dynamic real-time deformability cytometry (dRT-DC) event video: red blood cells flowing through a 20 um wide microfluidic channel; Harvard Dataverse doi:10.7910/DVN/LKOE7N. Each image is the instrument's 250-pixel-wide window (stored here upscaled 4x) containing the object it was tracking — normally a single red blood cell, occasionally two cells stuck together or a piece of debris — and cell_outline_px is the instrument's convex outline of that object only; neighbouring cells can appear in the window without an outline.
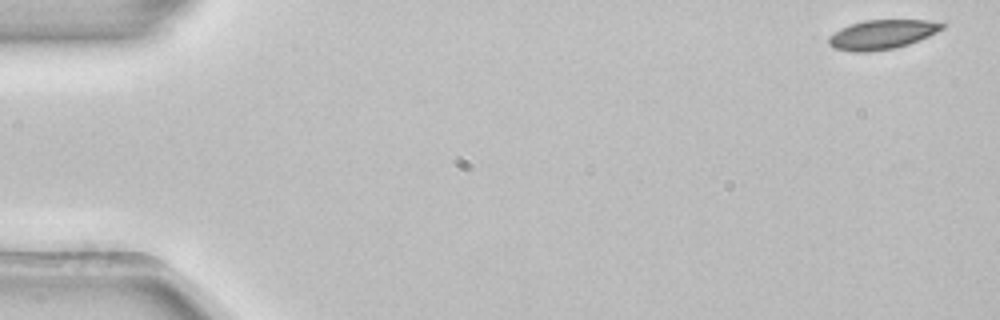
{"species": "common noctule bat (a hibernating species)", "species_latin": "Nyctalus noctula", "temperature_condition": "room temperature", "stored_images_in_passage": 52, "camera_frame_rate_fps": 3000, "um_per_image_px": 0.085, "animal": {"sex": "female", "body_mass_g": 22.7, "forearm_length_mm": 54.2}, "frame": {"image": 1, "passage_image": 1, "time_ms": 0.0, "image_size_px": [1000, 320], "cell_outline_px": [[944, 28], [928, 36], [908, 44], [896, 48], [868, 52], [852, 52], [836, 48], [828, 44], [828, 36], [840, 28], [864, 20], [928, 20], [944, 24]], "centroid_in_image_um": [74.94, 2.94], "position_along_channel_um": 10.1, "area_um2": 19.31}}
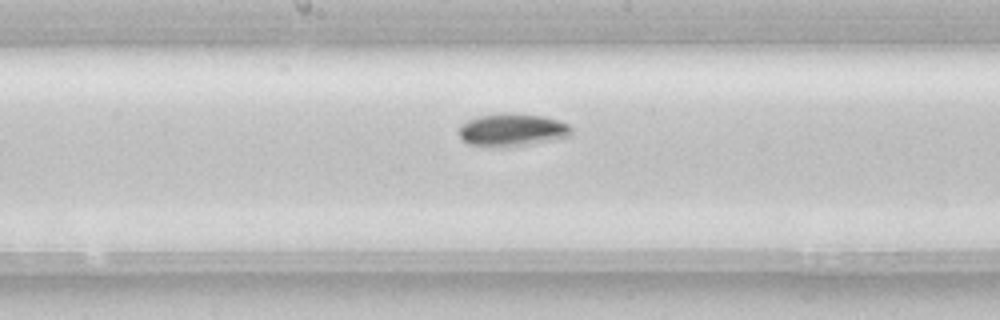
{"frame": {"image": 2, "passage_image": 27, "time_ms": 8.667, "image_size_px": [1000, 320], "cell_outline_px": [[572, 136], [532, 144], [496, 148], [468, 144], [456, 132], [460, 124], [476, 116], [544, 116], [568, 124], [572, 128]], "centroid_in_image_um": [43.51, 11.11], "position_along_channel_um": 204.7, "area_um2": 20.92}}
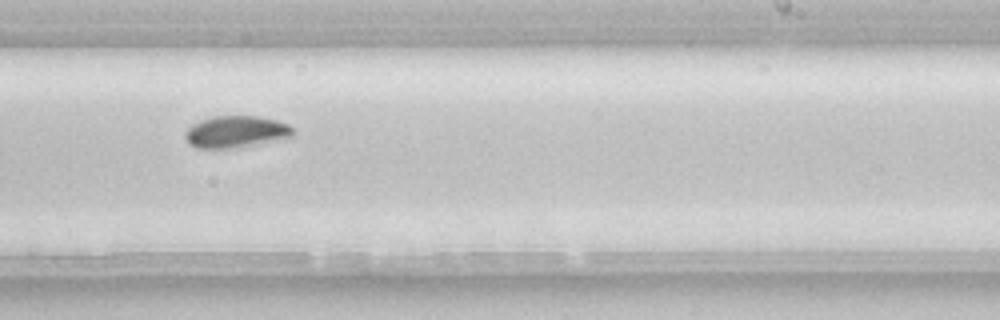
{"frame": {"image": 3, "passage_image": 32, "time_ms": 10.333, "image_size_px": [1000, 320], "cell_outline_px": [[296, 132], [292, 136], [240, 148], [196, 148], [188, 144], [184, 136], [184, 132], [192, 124], [200, 120], [212, 116], [256, 116], [276, 120], [288, 124]], "centroid_in_image_um": [20.02, 11.21], "position_along_channel_um": 269.0, "area_um2": 20.17}, "authors_computed_cell_mechanics": {"area_um2": 19.9121, "velocity_mm_per_s": 3.8788, "shape_relaxation_time_tau1_ms": 3.6449, "shape_relaxation_time_tau2_ms": null, "deformation_change_tau1": 0.0866, "deformation_change_tau2": null}}